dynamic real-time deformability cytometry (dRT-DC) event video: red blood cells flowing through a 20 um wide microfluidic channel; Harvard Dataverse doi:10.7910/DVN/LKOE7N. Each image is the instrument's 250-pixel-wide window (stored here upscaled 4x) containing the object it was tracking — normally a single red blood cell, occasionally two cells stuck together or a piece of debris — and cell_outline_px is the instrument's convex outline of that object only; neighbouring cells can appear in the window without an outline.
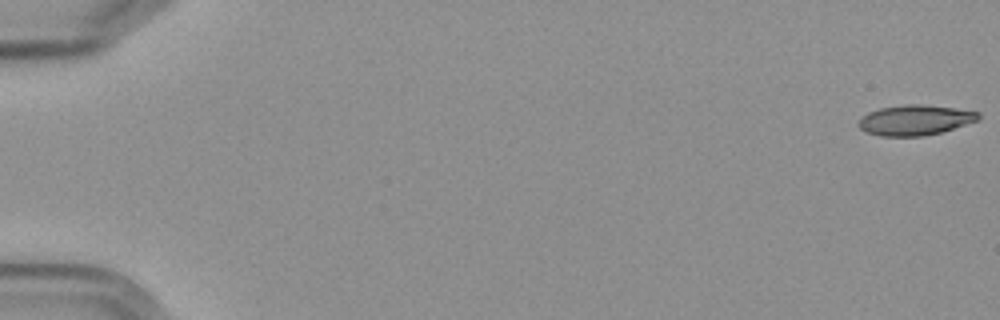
{"species": "Egyptian fruit bat (a non-hibernating species)", "species_latin": "Rousettus aegyptiacus", "temperature_condition": "cold", "stored_images_in_passage": 7, "camera_frame_rate_fps": 3000, "um_per_image_px": 0.085, "frame": {"image": 1, "passage_image": 1, "time_ms": 0.0, "image_size_px": [1000, 320], "cell_outline_px": [[980, 120], [940, 132], [920, 136], [880, 136], [868, 132], [860, 128], [856, 124], [868, 112], [880, 108], [904, 104], [920, 104], [956, 108], [980, 112]], "centroid_in_image_um": [77.8, 10.2], "position_along_channel_um": 7.2, "area_um2": 21.04}}
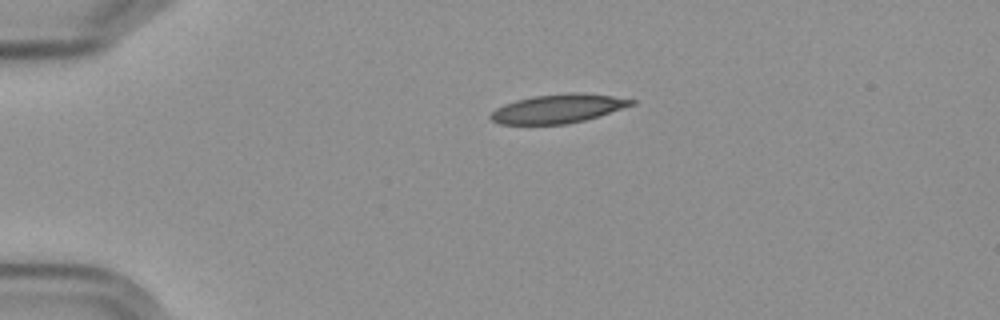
{"frame": {"image": 2, "passage_image": 7, "time_ms": 8.0, "image_size_px": [1000, 320], "cell_outline_px": [[636, 104], [584, 120], [568, 124], [500, 124], [492, 120], [488, 116], [496, 108], [504, 104], [516, 100], [532, 96], [568, 92], [584, 92], [612, 96], [636, 100]], "centroid_in_image_um": [47.43, 9.22], "position_along_channel_um": 37.6, "area_um2": 23.7}}